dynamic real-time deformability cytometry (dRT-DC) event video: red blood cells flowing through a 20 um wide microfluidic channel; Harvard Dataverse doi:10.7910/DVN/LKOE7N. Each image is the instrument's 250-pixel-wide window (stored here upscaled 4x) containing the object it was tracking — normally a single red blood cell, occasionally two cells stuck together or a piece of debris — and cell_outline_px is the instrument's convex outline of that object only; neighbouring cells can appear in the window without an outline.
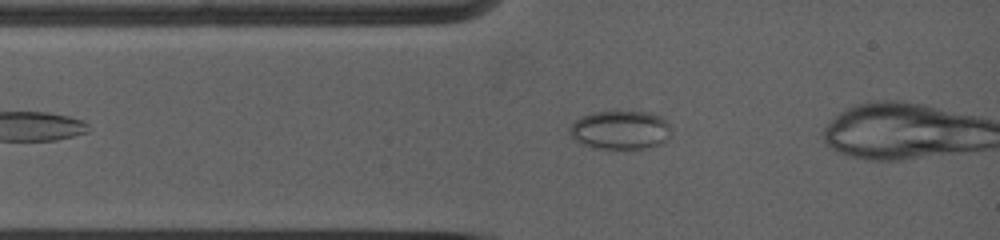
{"species": "common noctule bat (a hibernating species)", "species_latin": "Nyctalus noctula", "temperature_condition": "warm", "stored_images_in_passage": 27, "segment_of_instrument_passage": [1, 2], "camera_frame_rate_fps": 5000, "um_per_image_px": 0.085, "animal": {"sex": "female", "body_mass_g": 19.0, "forearm_length_mm": 53.3}, "frame": {"image": 1, "passage_image": 7, "time_ms": 1.8, "image_size_px": [1000, 240], "cell_outline_px": [[668, 140], [660, 144], [644, 148], [600, 148], [584, 144], [576, 140], [568, 132], [568, 128], [576, 120], [592, 112], [652, 112], [660, 116], [668, 124]], "centroid_in_image_um": [52.72, 11.04], "position_along_channel_um": 32.3, "area_um2": 22.43}}
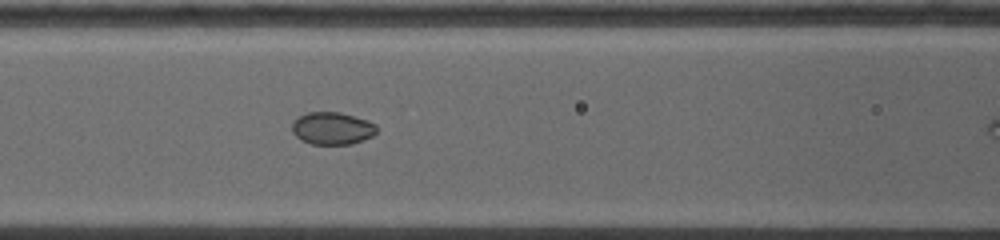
{"frame": {"image": 2, "passage_image": 16, "time_ms": 4.6, "image_size_px": [1000, 240], "cell_outline_px": [[376, 132], [372, 136], [352, 144], [312, 144], [296, 136], [292, 132], [292, 124], [300, 116], [308, 112], [340, 112], [368, 120], [376, 124]], "centroid_in_image_um": [28.26, 10.9], "position_along_channel_um": 138.3, "area_um2": 15.84}}
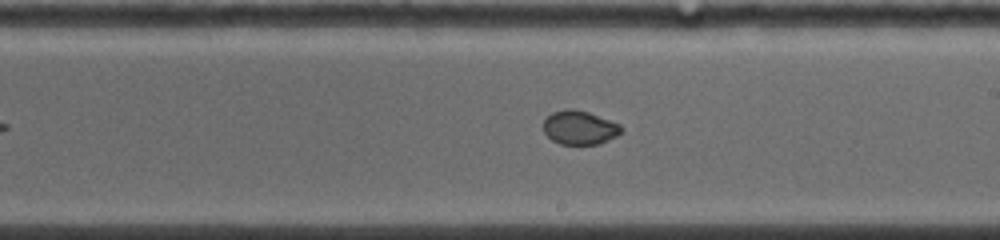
{"frame": {"image": 3, "passage_image": 25, "time_ms": 7.2, "image_size_px": [1000, 240], "cell_outline_px": [[624, 132], [600, 144], [560, 144], [552, 140], [544, 132], [544, 120], [552, 112], [568, 108], [572, 108], [588, 112], [620, 124], [624, 128]], "centroid_in_image_um": [49.29, 10.85], "position_along_channel_um": 239.7, "area_um2": 15.43}}